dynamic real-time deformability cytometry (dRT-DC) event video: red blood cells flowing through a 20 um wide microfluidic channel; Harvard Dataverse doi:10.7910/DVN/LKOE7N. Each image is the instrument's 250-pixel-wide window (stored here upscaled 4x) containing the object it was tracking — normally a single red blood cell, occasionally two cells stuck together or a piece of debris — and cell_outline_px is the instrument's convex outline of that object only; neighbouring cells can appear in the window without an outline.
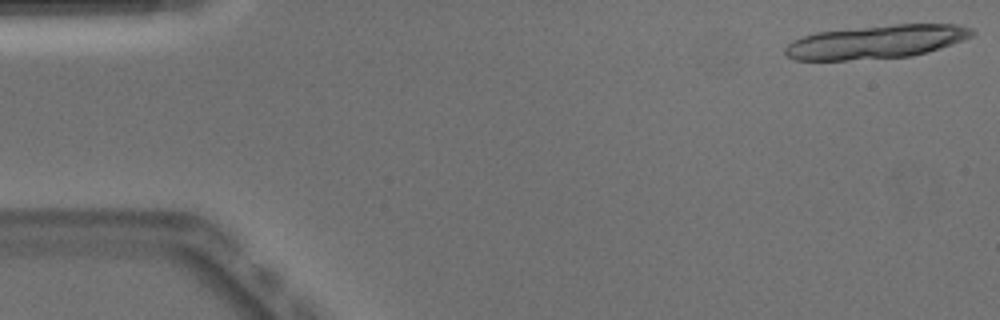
{"species": "Egyptian fruit bat (a non-hibernating species)", "species_latin": "Rousettus aegyptiacus", "temperature_condition": "warm", "stored_images_in_passage": 19, "camera_frame_rate_fps": 3000, "um_per_image_px": 0.085, "animal": {"sex": "male"}, "frame": {"image": 1, "passage_image": 1, "time_ms": 0.0, "image_size_px": [1000, 320], "cell_outline_px": [[976, 32], [972, 36], [952, 44], [928, 52], [912, 56], [844, 60], [796, 60], [788, 56], [784, 52], [784, 48], [792, 40], [816, 32], [896, 24], [960, 24], [972, 28]], "centroid_in_image_um": [74.51, 3.55], "position_along_channel_um": 10.5, "area_um2": 36.36}}